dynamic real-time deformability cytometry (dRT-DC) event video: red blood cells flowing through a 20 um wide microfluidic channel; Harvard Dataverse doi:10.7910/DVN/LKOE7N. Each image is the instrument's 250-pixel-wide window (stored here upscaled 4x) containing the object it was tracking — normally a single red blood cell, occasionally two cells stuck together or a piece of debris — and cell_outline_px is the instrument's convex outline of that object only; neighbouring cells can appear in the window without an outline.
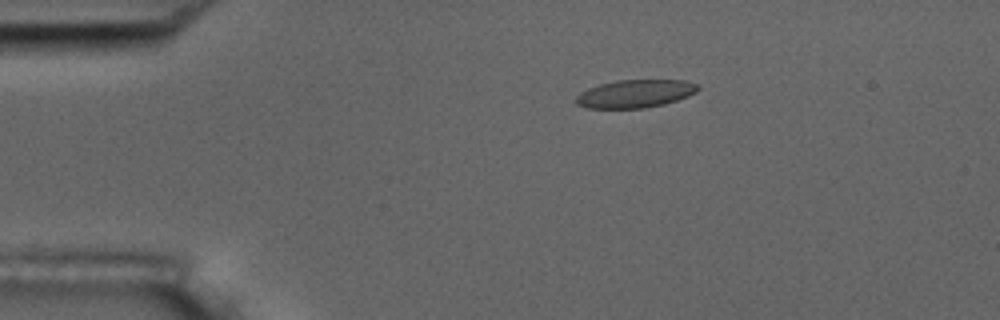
{"species": "common noctule bat (a hibernating species)", "species_latin": "Nyctalus noctula", "temperature_condition": "room temperature", "stored_images_in_passage": 7, "camera_frame_rate_fps": 3000, "um_per_image_px": 0.085, "animal": {"sex": "male", "body_mass_g": 17.5, "forearm_length_mm": 52.3}, "frame": {"image": 1, "passage_image": 4, "time_ms": 1.0, "image_size_px": [1000, 320], "cell_outline_px": [[700, 88], [696, 92], [688, 96], [664, 104], [644, 108], [588, 108], [576, 104], [576, 96], [580, 92], [588, 88], [600, 84], [616, 80], [684, 80], [696, 84]], "centroid_in_image_um": [53.98, 7.96], "position_along_channel_um": 31.0, "area_um2": 19.83}}
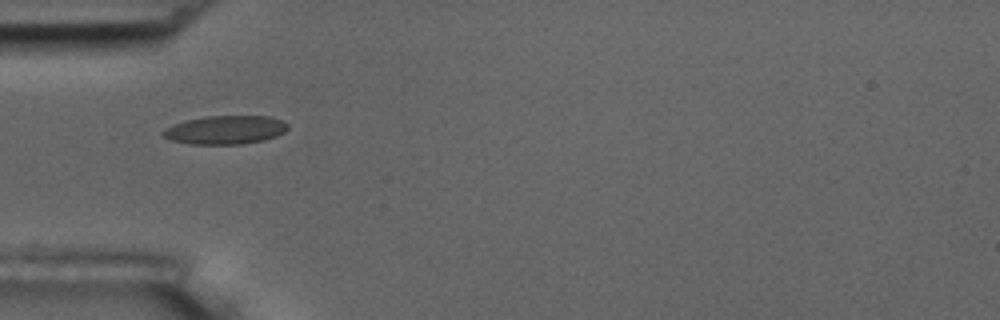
{"frame": {"image": 2, "passage_image": 5, "time_ms": 1.333, "image_size_px": [1000, 320], "cell_outline_px": [[288, 128], [284, 132], [276, 136], [264, 140], [244, 144], [192, 144], [172, 140], [164, 136], [160, 132], [164, 128], [172, 124], [188, 120], [208, 116], [272, 116], [288, 124]], "centroid_in_image_um": [19.16, 11.04], "position_along_channel_um": 65.8, "area_um2": 20.75}}